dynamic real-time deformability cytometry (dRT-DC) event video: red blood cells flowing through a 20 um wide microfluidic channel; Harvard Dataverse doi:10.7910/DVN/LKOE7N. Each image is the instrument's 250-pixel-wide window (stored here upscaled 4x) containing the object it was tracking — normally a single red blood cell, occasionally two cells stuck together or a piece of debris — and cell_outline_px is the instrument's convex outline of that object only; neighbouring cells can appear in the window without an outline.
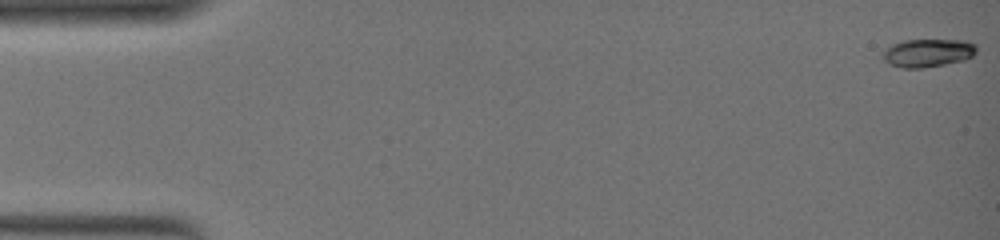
{"species": "common noctule bat (a hibernating species)", "species_latin": "Nyctalus noctula", "temperature_condition": "warm", "stored_images_in_passage": 48, "camera_frame_rate_fps": 3000, "um_per_image_px": 0.085, "animal": {"sex": "female", "body_mass_g": 19.0, "forearm_length_mm": 51.5}, "frame": {"image": 1, "passage_image": 1, "time_ms": 0.0, "image_size_px": [1000, 240], "cell_outline_px": [[976, 52], [972, 56], [964, 60], [924, 68], [904, 68], [888, 64], [884, 60], [884, 52], [892, 44], [904, 40], [960, 40], [976, 44]], "centroid_in_image_um": [78.87, 4.5], "position_along_channel_um": 6.1, "area_um2": 15.2}}
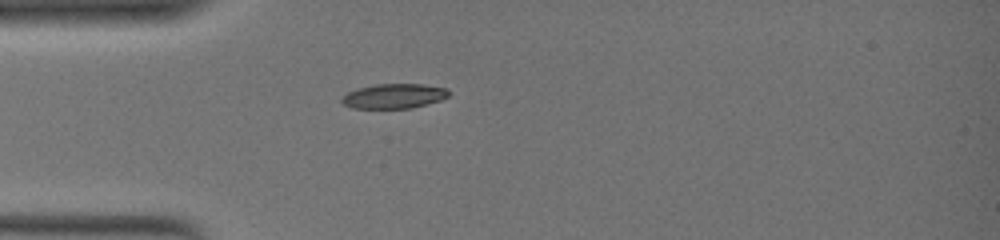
{"frame": {"image": 2, "passage_image": 34, "time_ms": 7.0, "image_size_px": [1000, 240], "cell_outline_px": [[448, 96], [440, 100], [412, 108], [352, 108], [344, 104], [340, 100], [348, 92], [356, 88], [376, 84], [420, 84], [448, 88]], "centroid_in_image_um": [33.47, 8.16], "position_along_channel_um": 51.5, "area_um2": 15.32}}
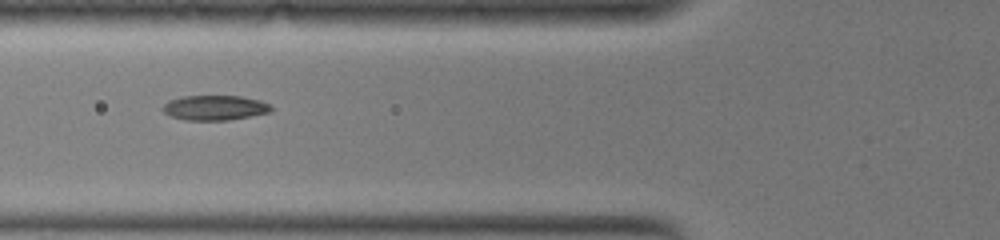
{"frame": {"image": 3, "passage_image": 47, "time_ms": 9.333, "image_size_px": [1000, 240], "cell_outline_px": [[272, 108], [268, 112], [228, 120], [184, 120], [172, 116], [164, 112], [160, 108], [168, 100], [184, 96], [240, 96], [260, 100], [268, 104]], "centroid_in_image_um": [18.2, 9.15], "position_along_channel_um": 107.6, "area_um2": 15.55}}